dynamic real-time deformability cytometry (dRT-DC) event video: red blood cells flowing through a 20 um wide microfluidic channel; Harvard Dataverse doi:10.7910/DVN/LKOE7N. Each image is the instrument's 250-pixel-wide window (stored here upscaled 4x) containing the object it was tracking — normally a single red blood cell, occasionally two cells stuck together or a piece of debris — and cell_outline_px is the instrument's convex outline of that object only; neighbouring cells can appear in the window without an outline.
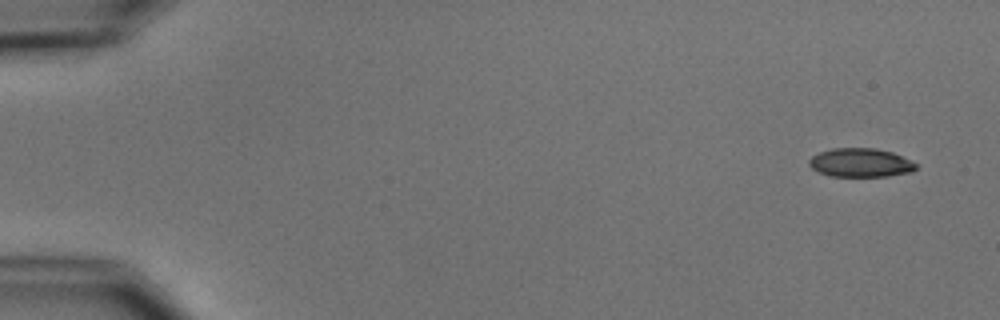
{"species": "common noctule bat (a hibernating species)", "species_latin": "Nyctalus noctula", "temperature_condition": "cold", "stored_images_in_passage": 5, "camera_frame_rate_fps": 3000, "um_per_image_px": 0.085, "animal": {"sex": "male", "body_mass_g": 15.6}, "frame": {"image": 1, "passage_image": 1, "time_ms": 0.0, "image_size_px": [1000, 320], "cell_outline_px": [[920, 164], [912, 172], [888, 176], [828, 176], [816, 172], [808, 164], [808, 160], [812, 156], [820, 152], [832, 148], [876, 148], [892, 152]], "centroid_in_image_um": [73.15, 13.83], "position_along_channel_um": 11.9, "area_um2": 18.15}}
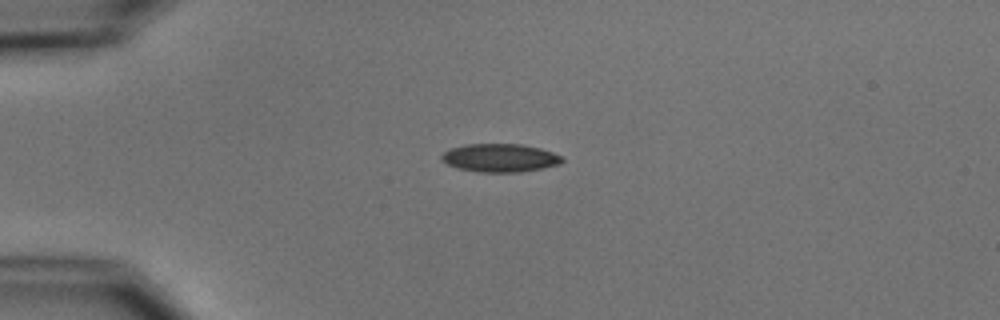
{"frame": {"image": 2, "passage_image": 4, "time_ms": 3.667, "image_size_px": [1000, 320], "cell_outline_px": [[564, 160], [560, 164], [544, 168], [520, 172], [480, 172], [456, 168], [440, 160], [440, 156], [448, 148], [464, 144], [520, 144], [540, 148], [552, 152], [560, 156]], "centroid_in_image_um": [42.46, 13.42], "position_along_channel_um": 42.5, "area_um2": 20.0}}